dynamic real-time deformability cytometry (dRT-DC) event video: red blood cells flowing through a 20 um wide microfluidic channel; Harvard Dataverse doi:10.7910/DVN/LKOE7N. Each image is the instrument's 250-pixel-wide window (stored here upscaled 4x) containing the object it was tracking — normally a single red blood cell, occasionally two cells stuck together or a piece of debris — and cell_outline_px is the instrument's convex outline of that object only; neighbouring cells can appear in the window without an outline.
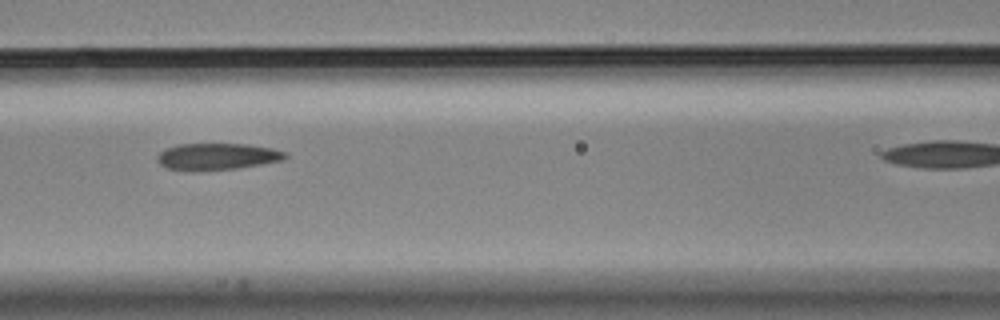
{"species": "Egyptian fruit bat (a non-hibernating species)", "species_latin": "Rousettus aegyptiacus", "temperature_condition": "cold", "stored_images_in_passage": 10, "camera_frame_rate_fps": 3000, "um_per_image_px": 0.085, "animal": {"sex": "male"}, "frame": {"image": 1, "passage_image": 4, "time_ms": 1.0, "image_size_px": [1000, 320], "cell_outline_px": [[288, 156], [284, 160], [236, 168], [168, 168], [160, 164], [160, 152], [168, 148], [180, 144], [248, 144], [272, 148], [284, 152]], "centroid_in_image_um": [18.58, 13.26], "position_along_channel_um": 148.0, "area_um2": 18.73}}